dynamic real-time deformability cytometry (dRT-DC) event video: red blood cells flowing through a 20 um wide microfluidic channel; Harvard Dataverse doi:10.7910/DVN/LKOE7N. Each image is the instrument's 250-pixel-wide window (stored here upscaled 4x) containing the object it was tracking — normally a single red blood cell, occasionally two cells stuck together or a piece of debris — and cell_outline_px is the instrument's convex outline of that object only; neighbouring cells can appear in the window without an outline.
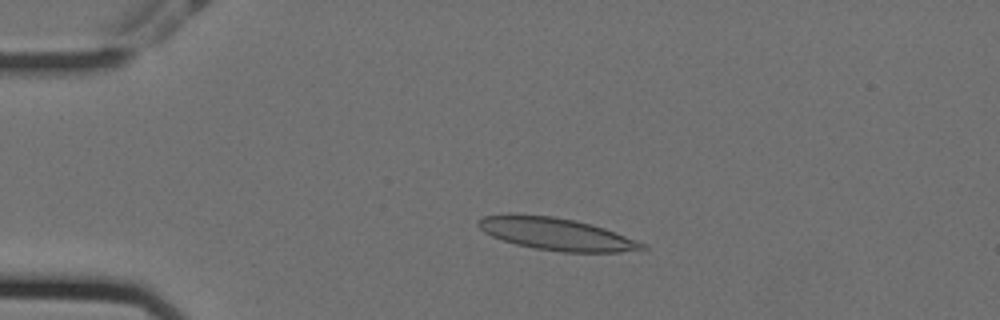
{"species": "Egyptian fruit bat (a non-hibernating species)", "species_latin": "Rousettus aegyptiacus", "temperature_condition": "cold", "stored_images_in_passage": 18, "camera_frame_rate_fps": 3000, "um_per_image_px": 0.085, "animal": {"sex": "female"}, "frame": {"image": 1, "passage_image": 12, "time_ms": 3.667, "image_size_px": [1000, 320], "cell_outline_px": [[648, 248], [620, 252], [564, 252], [536, 248], [516, 244], [492, 236], [484, 232], [476, 224], [476, 220], [484, 216], [508, 212], [552, 216], [576, 220], [592, 224], [604, 228], [648, 244]], "centroid_in_image_um": [47.25, 19.86], "position_along_channel_um": 37.7, "area_um2": 31.15}}